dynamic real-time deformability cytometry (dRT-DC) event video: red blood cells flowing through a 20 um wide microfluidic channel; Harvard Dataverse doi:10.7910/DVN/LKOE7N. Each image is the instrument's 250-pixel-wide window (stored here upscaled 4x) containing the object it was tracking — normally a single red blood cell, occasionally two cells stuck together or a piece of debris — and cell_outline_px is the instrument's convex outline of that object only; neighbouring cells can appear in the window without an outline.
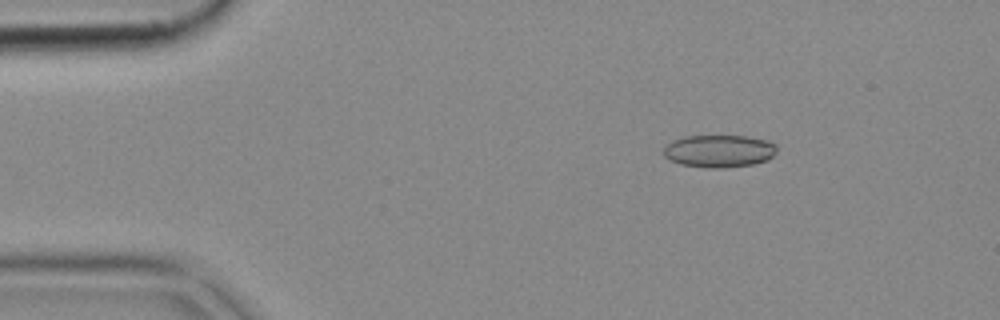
{"species": "common noctule bat (a hibernating species)", "species_latin": "Nyctalus noctula", "temperature_condition": "cold", "stored_images_in_passage": 52, "camera_frame_rate_fps": 3000, "um_per_image_px": 0.085, "animal": {"sex": "female", "body_mass_g": 18.4}, "frame": {"image": 1, "passage_image": 8, "time_ms": 2.333, "image_size_px": [1000, 320], "cell_outline_px": [[776, 152], [768, 160], [756, 164], [724, 168], [704, 168], [680, 164], [664, 156], [664, 148], [672, 140], [684, 136], [744, 136], [768, 140], [776, 144]], "centroid_in_image_um": [61.15, 12.85], "position_along_channel_um": 23.9, "area_um2": 21.62}}
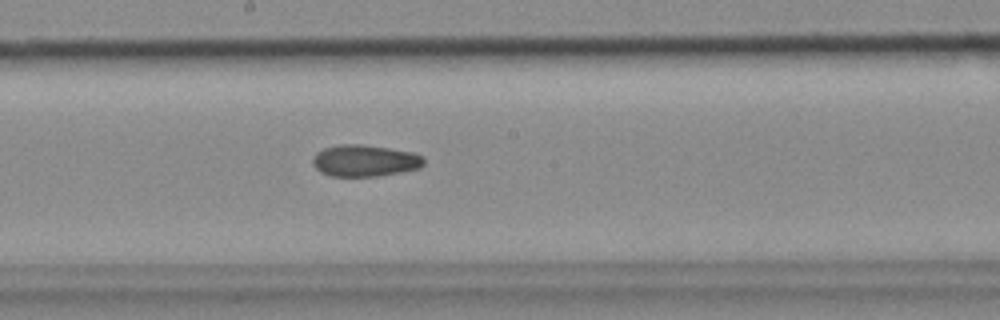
{"frame": {"image": 2, "passage_image": 28, "time_ms": 9.0, "image_size_px": [1000, 320], "cell_outline_px": [[424, 164], [420, 168], [400, 172], [376, 176], [332, 176], [320, 172], [312, 164], [312, 156], [316, 152], [324, 148], [340, 144], [360, 144], [416, 152], [424, 156]], "centroid_in_image_um": [31.01, 13.65], "position_along_channel_um": 217.2, "area_um2": 20.69}}
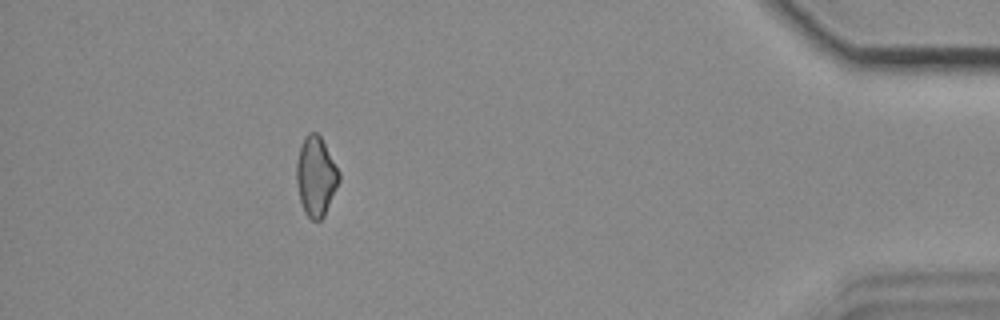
{"frame": {"image": 3, "passage_image": 47, "time_ms": 15.333, "image_size_px": [1000, 320], "cell_outline_px": [[340, 180], [324, 216], [320, 220], [312, 220], [304, 212], [300, 200], [296, 180], [296, 164], [300, 148], [304, 136], [308, 132], [316, 132], [320, 136], [340, 172]], "centroid_in_image_um": [26.85, 14.99], "position_along_channel_um": 408.4, "area_um2": 19.59}}